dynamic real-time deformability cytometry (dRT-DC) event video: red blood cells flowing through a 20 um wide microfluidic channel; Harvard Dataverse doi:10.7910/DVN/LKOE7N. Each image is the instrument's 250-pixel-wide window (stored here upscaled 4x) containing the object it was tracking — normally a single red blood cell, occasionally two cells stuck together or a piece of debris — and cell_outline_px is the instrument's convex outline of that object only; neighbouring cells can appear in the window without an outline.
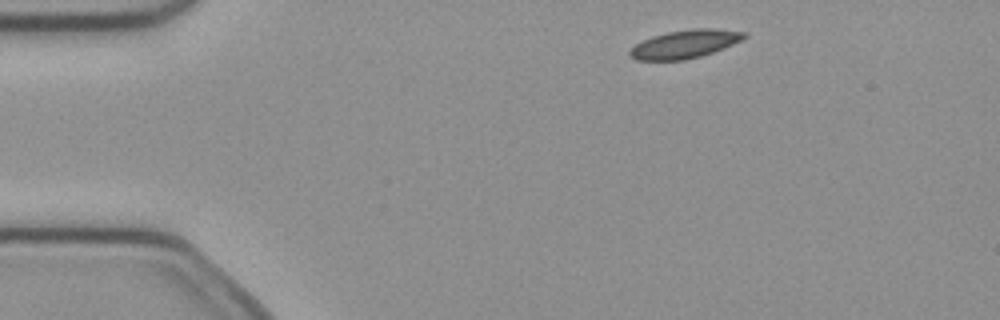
{"species": "common noctule bat (a hibernating species)", "species_latin": "Nyctalus noctula", "temperature_condition": "cold", "stored_images_in_passage": 4, "camera_frame_rate_fps": 3000, "um_per_image_px": 0.085, "animal": {"sex": "female", "body_mass_g": 21.9}, "frame": {"image": 1, "passage_image": 1, "time_ms": 0.0, "image_size_px": [1000, 320], "cell_outline_px": [[748, 36], [724, 48], [700, 56], [684, 60], [636, 60], [628, 56], [628, 52], [636, 44], [652, 36], [668, 32], [692, 28], [712, 28], [744, 32]], "centroid_in_image_um": [58.19, 3.75], "position_along_channel_um": 26.8, "area_um2": 18.67}}
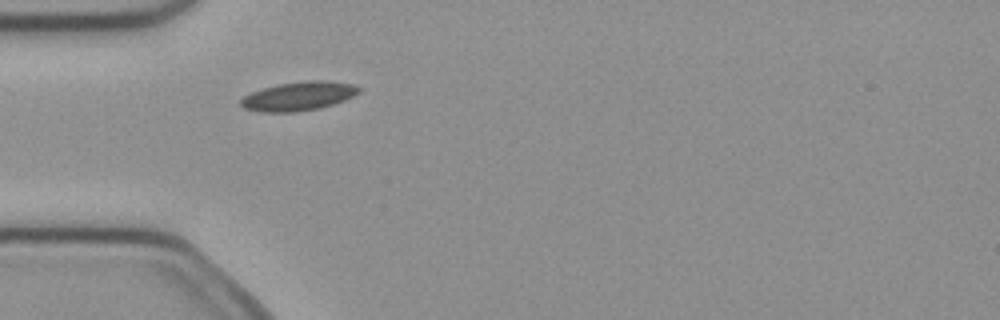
{"frame": {"image": 2, "passage_image": 3, "time_ms": 0.667, "image_size_px": [1000, 320], "cell_outline_px": [[360, 92], [344, 100], [320, 108], [296, 112], [260, 112], [244, 108], [240, 104], [240, 100], [244, 96], [252, 92], [276, 84], [308, 80], [328, 80], [352, 84], [360, 88]], "centroid_in_image_um": [25.37, 8.17], "position_along_channel_um": 59.6, "area_um2": 19.88}}